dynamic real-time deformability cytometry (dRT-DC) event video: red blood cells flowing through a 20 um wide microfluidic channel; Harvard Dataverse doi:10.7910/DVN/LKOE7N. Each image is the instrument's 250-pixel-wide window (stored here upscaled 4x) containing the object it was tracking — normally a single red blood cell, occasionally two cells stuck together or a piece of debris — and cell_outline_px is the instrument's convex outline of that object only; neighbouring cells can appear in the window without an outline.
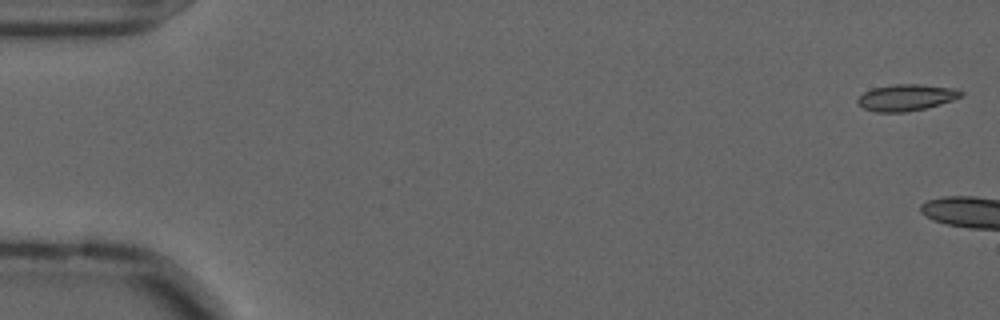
{"species": "common noctule bat (a hibernating species)", "species_latin": "Nyctalus noctula", "temperature_condition": "cold", "stored_images_in_passage": 7, "camera_frame_rate_fps": 3000, "um_per_image_px": 0.085, "animal": {"sex": "male", "forearm_length_mm": 52.5}, "frame": {"image": 1, "passage_image": 1, "time_ms": 0.0, "image_size_px": [1000, 320], "cell_outline_px": [[964, 96], [940, 104], [924, 108], [904, 112], [876, 112], [864, 108], [856, 100], [864, 92], [872, 88], [892, 84], [916, 84], [956, 88], [964, 92]], "centroid_in_image_um": [77.06, 8.28], "position_along_channel_um": 7.9, "area_um2": 15.9}}